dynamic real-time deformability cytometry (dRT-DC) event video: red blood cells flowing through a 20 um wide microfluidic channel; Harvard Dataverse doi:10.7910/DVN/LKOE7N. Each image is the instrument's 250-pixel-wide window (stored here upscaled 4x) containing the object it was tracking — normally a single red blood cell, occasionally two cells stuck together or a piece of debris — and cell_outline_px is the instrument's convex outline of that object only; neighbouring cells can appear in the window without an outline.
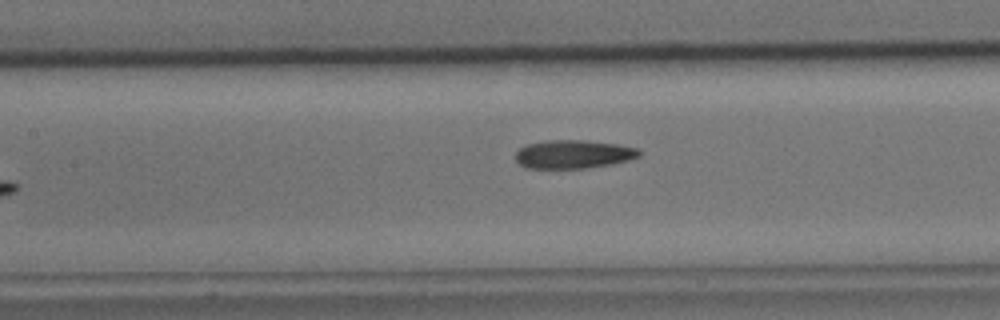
{"species": "common noctule bat (a hibernating species)", "species_latin": "Nyctalus noctula", "temperature_condition": "cold", "stored_images_in_passage": 37, "camera_frame_rate_fps": 3000, "um_per_image_px": 0.085, "animal": {"sex": "male", "body_mass_g": 15.6}, "frame": {"image": 1, "passage_image": 10, "time_ms": 3.0, "image_size_px": [1000, 320], "cell_outline_px": [[640, 156], [628, 160], [612, 164], [588, 168], [524, 168], [516, 160], [516, 152], [524, 144], [548, 140], [584, 140], [616, 144], [640, 148]], "centroid_in_image_um": [48.73, 13.11], "position_along_channel_um": 158.7, "area_um2": 20.63}}
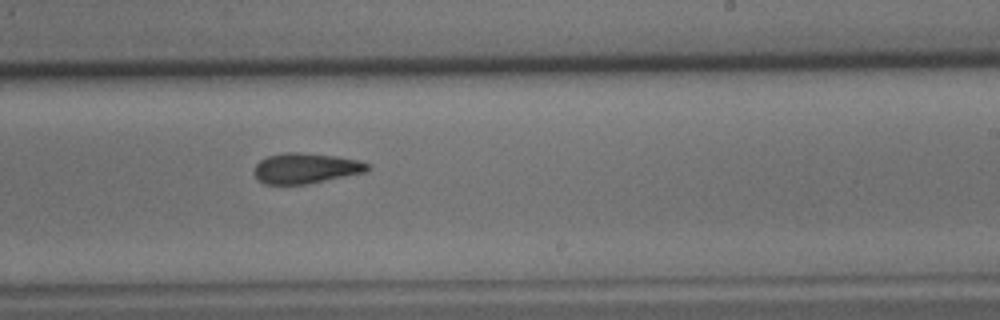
{"frame": {"image": 2, "passage_image": 19, "time_ms": 6.0, "image_size_px": [1000, 320], "cell_outline_px": [[372, 168], [368, 172], [308, 184], [264, 184], [252, 172], [256, 164], [260, 160], [268, 156], [284, 152], [300, 152], [336, 156], [360, 160], [368, 164]], "centroid_in_image_um": [26.02, 14.3], "position_along_channel_um": 263.0, "area_um2": 20.35}}
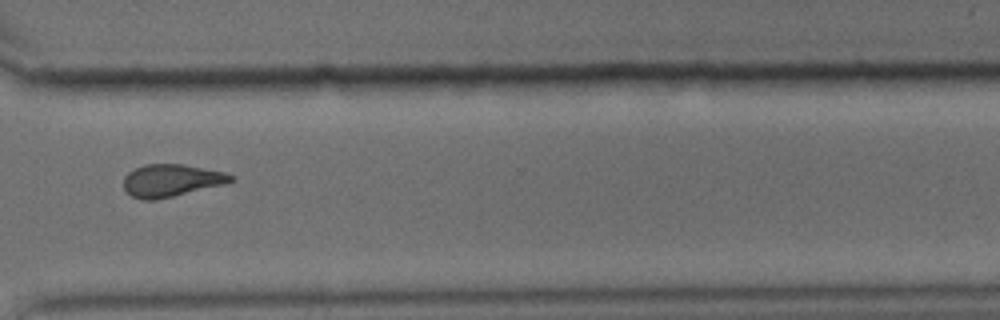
{"frame": {"image": 3, "passage_image": 27, "time_ms": 8.667, "image_size_px": [1000, 320], "cell_outline_px": [[236, 180], [224, 184], [172, 196], [152, 200], [140, 200], [132, 196], [124, 188], [124, 176], [128, 172], [144, 164], [184, 164], [224, 172], [236, 176]], "centroid_in_image_um": [14.57, 15.33], "position_along_channel_um": 356.0, "area_um2": 20.17}, "authors_computed_cell_mechanics": {"area_um2": 20.6924, "velocity_mm_per_s": 3.4862, "shape_relaxation_time_tau1_ms": 7.8135, "shape_relaxation_time_tau2_ms": 3.0875, "deformation_change_tau1": 0.1853, "deformation_change_tau2": 0.109}}